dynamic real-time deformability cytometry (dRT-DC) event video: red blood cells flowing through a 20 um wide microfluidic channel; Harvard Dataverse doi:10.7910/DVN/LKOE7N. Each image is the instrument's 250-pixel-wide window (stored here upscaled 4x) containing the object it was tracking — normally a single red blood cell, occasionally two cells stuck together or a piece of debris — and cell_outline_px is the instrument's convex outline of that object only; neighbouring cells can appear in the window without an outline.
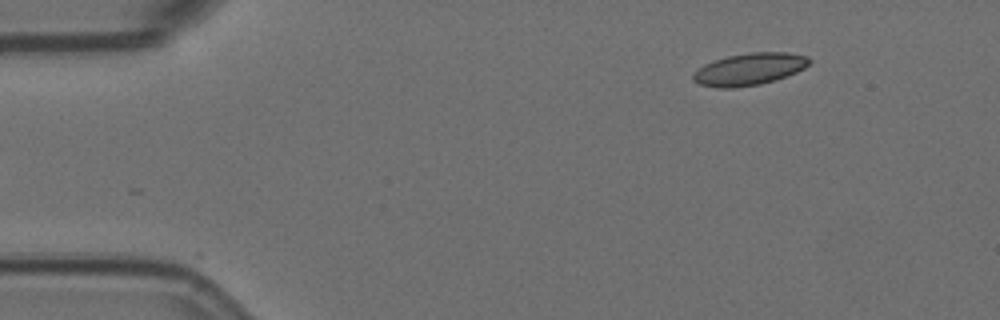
{"species": "Egyptian fruit bat (a non-hibernating species)", "species_latin": "Rousettus aegyptiacus", "temperature_condition": "room temperature", "stored_images_in_passage": 4, "segment_of_instrument_passage": [2, 2], "camera_frame_rate_fps": 3000, "um_per_image_px": 0.085, "animal": {"sex": "female"}, "frame": {"image": 1, "passage_image": 4, "time_ms": 1.0, "image_size_px": [1000, 320], "cell_outline_px": [[812, 60], [804, 68], [796, 72], [776, 80], [760, 84], [732, 88], [716, 88], [700, 84], [692, 80], [692, 76], [704, 64], [728, 56], [748, 52], [788, 52], [808, 56]], "centroid_in_image_um": [63.72, 5.87], "position_along_channel_um": 21.3, "area_um2": 21.68}}